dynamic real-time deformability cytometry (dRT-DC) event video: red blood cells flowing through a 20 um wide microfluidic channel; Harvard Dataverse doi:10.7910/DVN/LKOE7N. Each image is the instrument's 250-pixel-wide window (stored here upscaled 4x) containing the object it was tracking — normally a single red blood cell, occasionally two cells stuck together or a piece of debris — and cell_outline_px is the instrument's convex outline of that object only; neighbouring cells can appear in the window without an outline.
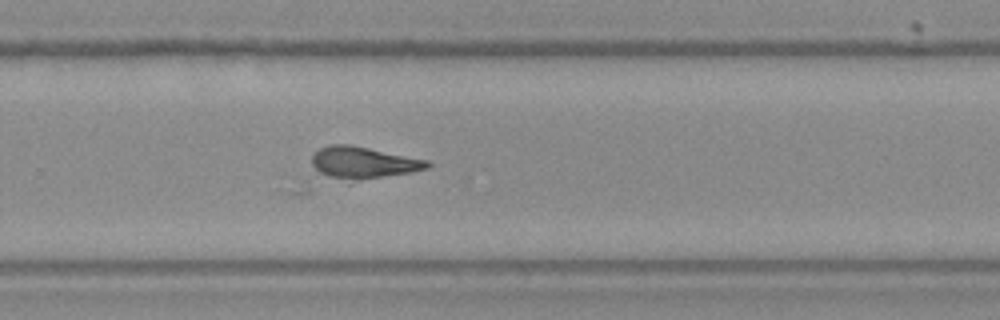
{"species": "Egyptian fruit bat (a non-hibernating species)", "species_latin": "Rousettus aegyptiacus", "temperature_condition": "warm", "stored_images_in_passage": 42, "camera_frame_rate_fps": 3000, "um_per_image_px": 0.085, "frame": {"image": 1, "passage_image": 25, "time_ms": 8.0, "image_size_px": [1000, 320], "cell_outline_px": [[432, 164], [428, 168], [412, 172], [300, 196], [292, 196], [292, 192], [312, 156], [320, 148], [328, 144], [352, 144], [428, 160]], "centroid_in_image_um": [29.97, 14.24], "position_along_channel_um": 299.8, "area_um2": 29.19}}
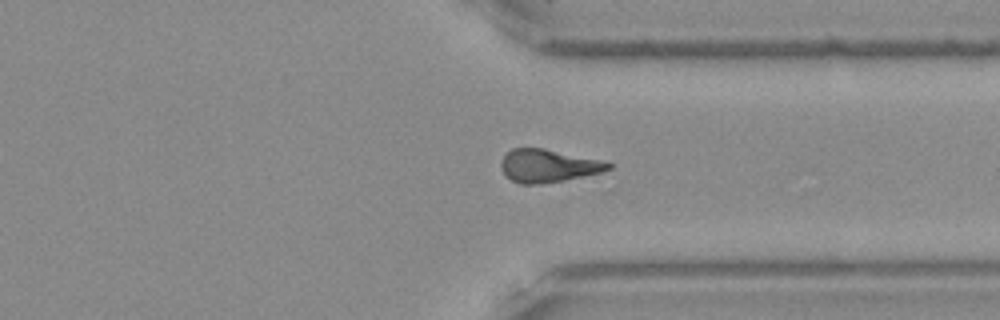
{"frame": {"image": 2, "passage_image": 30, "time_ms": 9.667, "image_size_px": [1000, 320], "cell_outline_px": [[612, 168], [600, 172], [564, 180], [540, 184], [520, 184], [504, 176], [500, 168], [500, 164], [504, 156], [512, 148], [544, 148], [600, 160], [612, 164]], "centroid_in_image_um": [46.54, 14.09], "position_along_channel_um": 364.9, "area_um2": 20.46}}
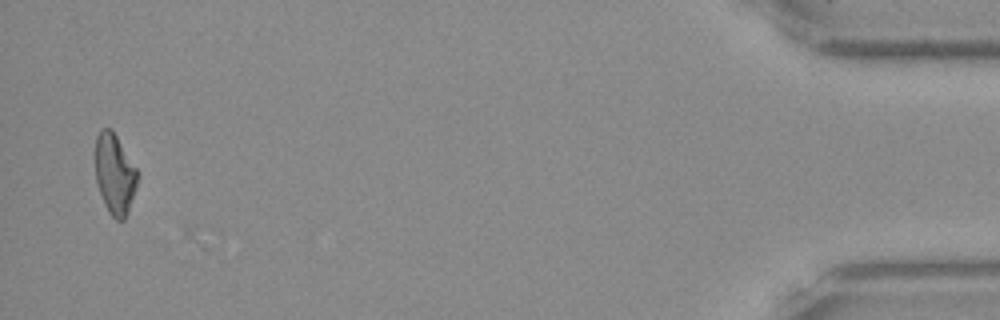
{"frame": {"image": 3, "passage_image": 41, "time_ms": 13.333, "image_size_px": [1000, 320], "cell_outline_px": [[140, 176], [128, 212], [124, 220], [116, 220], [108, 212], [104, 204], [96, 180], [96, 136], [100, 128], [112, 128], [136, 168]], "centroid_in_image_um": [9.76, 14.79], "position_along_channel_um": 425.4, "area_um2": 19.83}}